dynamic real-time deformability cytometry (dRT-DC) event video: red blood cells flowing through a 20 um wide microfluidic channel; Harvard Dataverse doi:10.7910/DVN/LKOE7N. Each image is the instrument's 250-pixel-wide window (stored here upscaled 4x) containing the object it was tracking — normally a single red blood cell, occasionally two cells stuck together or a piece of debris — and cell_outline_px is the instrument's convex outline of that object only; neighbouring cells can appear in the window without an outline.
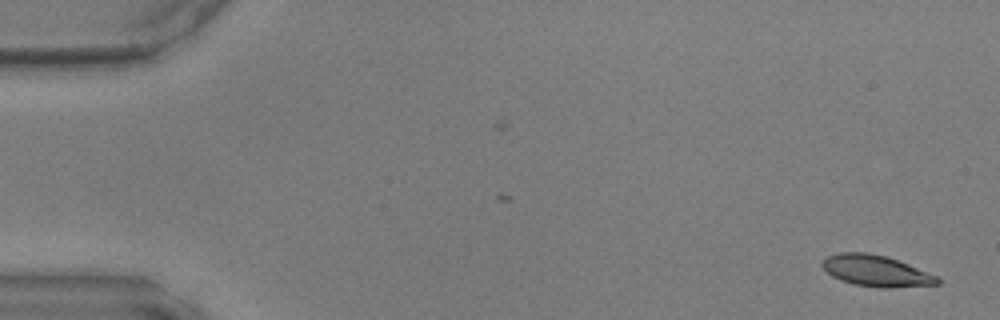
{"species": "common noctule bat (a hibernating species)", "species_latin": "Nyctalus noctula", "temperature_condition": "warm", "stored_images_in_passage": 47, "camera_frame_rate_fps": 3000, "um_per_image_px": 0.085, "animal": {"sex": "male", "body_mass_g": 17.9, "forearm_length_mm": 54.2}, "frame": {"image": 1, "passage_image": 1, "time_ms": 0.0, "image_size_px": [1000, 320], "cell_outline_px": [[940, 284], [888, 288], [880, 288], [852, 284], [840, 280], [832, 276], [820, 264], [828, 256], [840, 252], [864, 252], [884, 256], [908, 264], [936, 276], [940, 280]], "centroid_in_image_um": [74.44, 23.03], "position_along_channel_um": 10.6, "area_um2": 20.69}}
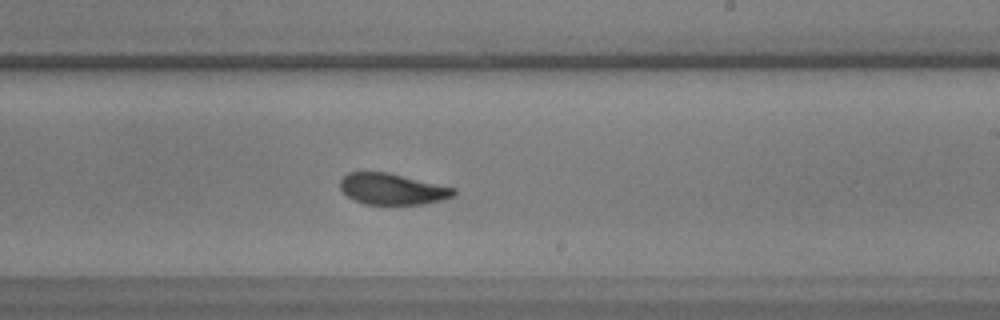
{"frame": {"image": 2, "passage_image": 28, "time_ms": 9.0, "image_size_px": [1000, 320], "cell_outline_px": [[456, 196], [424, 204], [364, 204], [348, 196], [340, 188], [340, 180], [348, 172], [388, 172], [456, 188]], "centroid_in_image_um": [33.37, 16.06], "position_along_channel_um": 255.6, "area_um2": 20.58}}
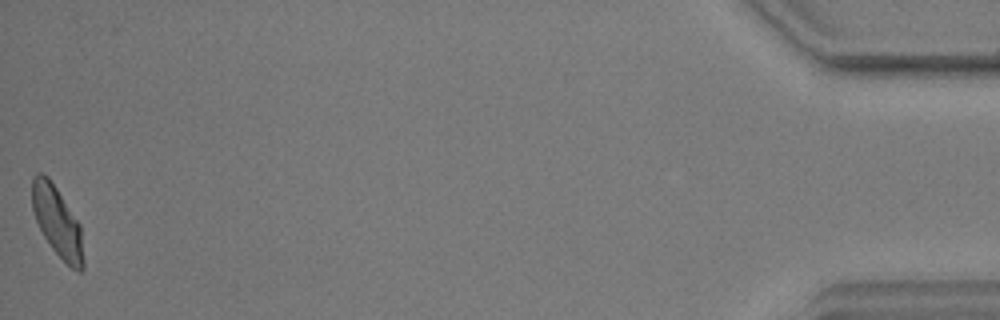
{"frame": {"image": 3, "passage_image": 47, "time_ms": 15.333, "image_size_px": [1000, 320], "cell_outline_px": [[84, 268], [80, 272], [72, 268], [52, 248], [44, 236], [36, 220], [32, 208], [32, 176], [36, 172], [40, 172], [48, 176], [80, 224], [84, 260]], "centroid_in_image_um": [4.86, 18.83], "position_along_channel_um": 430.3, "area_um2": 20.75}}